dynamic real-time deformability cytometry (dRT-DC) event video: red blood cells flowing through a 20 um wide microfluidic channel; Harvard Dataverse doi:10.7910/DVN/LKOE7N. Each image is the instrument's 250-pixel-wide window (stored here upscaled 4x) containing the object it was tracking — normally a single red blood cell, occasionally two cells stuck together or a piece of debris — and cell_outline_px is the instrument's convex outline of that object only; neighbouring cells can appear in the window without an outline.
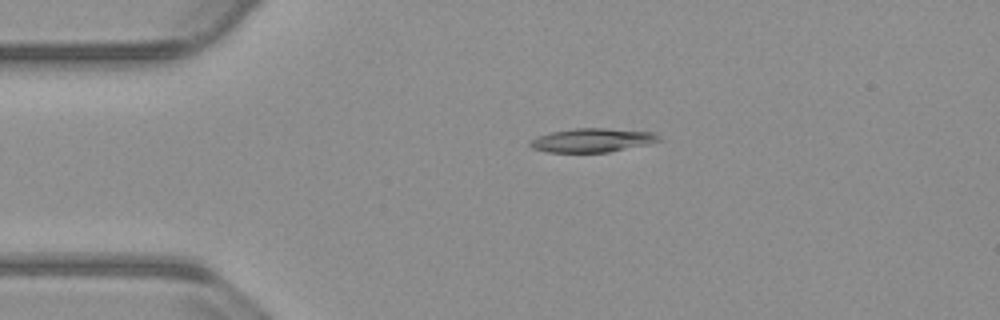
{"species": "common noctule bat (a hibernating species)", "species_latin": "Nyctalus noctula", "temperature_condition": "warm", "stored_images_in_passage": 53, "camera_frame_rate_fps": 3000, "um_per_image_px": 0.085, "animal": {"sex": "male", "body_mass_g": 23.1, "forearm_length_mm": 52.7}, "frame": {"image": 1, "passage_image": 11, "time_ms": 3.333, "image_size_px": [1000, 320], "cell_outline_px": [[664, 140], [652, 144], [608, 152], [548, 152], [532, 148], [528, 144], [532, 140], [540, 136], [552, 132], [576, 128], [604, 128], [656, 132]], "centroid_in_image_um": [50.46, 11.92], "position_along_channel_um": 34.5, "area_um2": 17.98}}
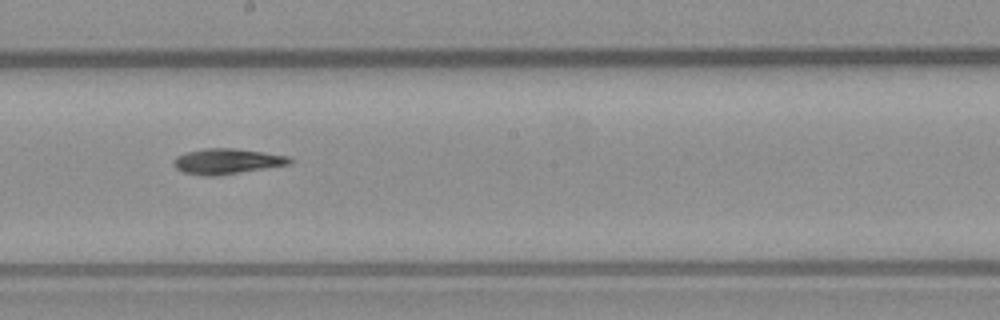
{"frame": {"image": 2, "passage_image": 29, "time_ms": 9.333, "image_size_px": [1000, 320], "cell_outline_px": [[292, 160], [288, 164], [216, 176], [204, 176], [184, 172], [176, 168], [172, 164], [172, 160], [176, 156], [184, 152], [204, 148], [236, 148], [264, 152], [288, 156]], "centroid_in_image_um": [19.21, 13.7], "position_along_channel_um": 229.0, "area_um2": 17.17}}
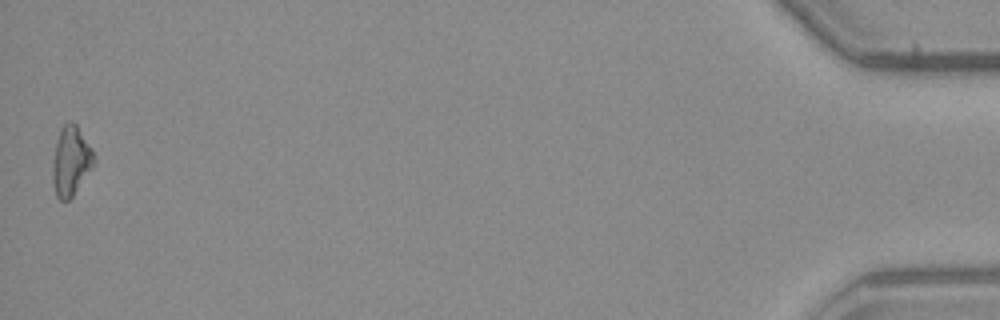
{"frame": {"image": 3, "passage_image": 53, "time_ms": 17.333, "image_size_px": [1000, 320], "cell_outline_px": [[96, 160], [92, 168], [72, 196], [68, 200], [60, 200], [56, 196], [52, 180], [52, 164], [56, 144], [60, 128], [68, 120], [72, 120], [76, 124], [92, 148]], "centroid_in_image_um": [6.03, 13.66], "position_along_channel_um": 429.2, "area_um2": 16.76}}